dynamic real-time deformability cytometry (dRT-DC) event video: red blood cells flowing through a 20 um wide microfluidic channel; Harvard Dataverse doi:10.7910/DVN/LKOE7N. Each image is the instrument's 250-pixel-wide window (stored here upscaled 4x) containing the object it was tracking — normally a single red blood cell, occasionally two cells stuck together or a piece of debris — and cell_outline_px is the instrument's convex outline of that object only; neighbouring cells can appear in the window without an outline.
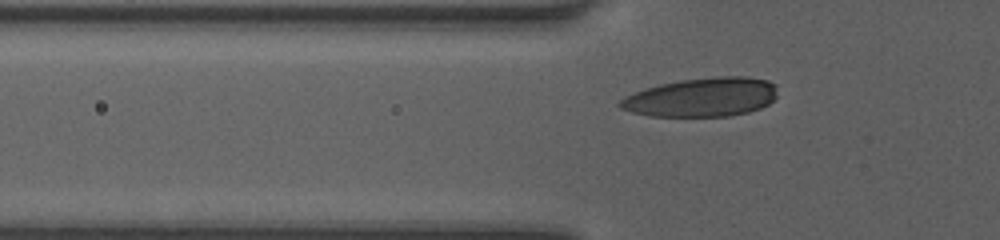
{"species": "human", "species_latin": "Homo sapiens", "temperature_condition": "room temperature", "stored_images_in_passage": 36, "camera_frame_rate_fps": 3000, "um_per_image_px": 0.085, "donor": {"sex": "female"}, "frame": {"image": 1, "passage_image": 10, "time_ms": 3.0, "image_size_px": [1000, 240], "cell_outline_px": [[776, 96], [768, 104], [760, 108], [748, 112], [728, 116], [648, 116], [632, 112], [620, 108], [616, 104], [620, 100], [644, 88], [660, 84], [680, 80], [712, 76], [748, 76], [768, 80], [776, 84]], "centroid_in_image_um": [59.67, 8.25], "position_along_channel_um": 66.1, "area_um2": 35.89}}
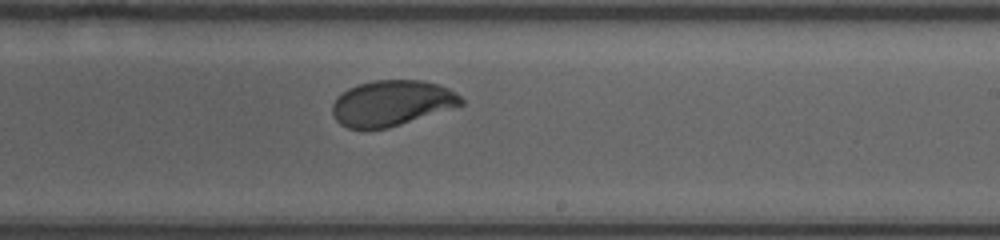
{"frame": {"image": 2, "passage_image": 24, "time_ms": 7.667, "image_size_px": [1000, 240], "cell_outline_px": [[464, 104], [388, 128], [348, 128], [340, 124], [336, 120], [332, 112], [332, 104], [336, 96], [348, 88], [360, 84], [376, 80], [424, 80], [440, 84], [456, 92], [464, 100]], "centroid_in_image_um": [33.29, 8.75], "position_along_channel_um": 255.7, "area_um2": 34.1}}
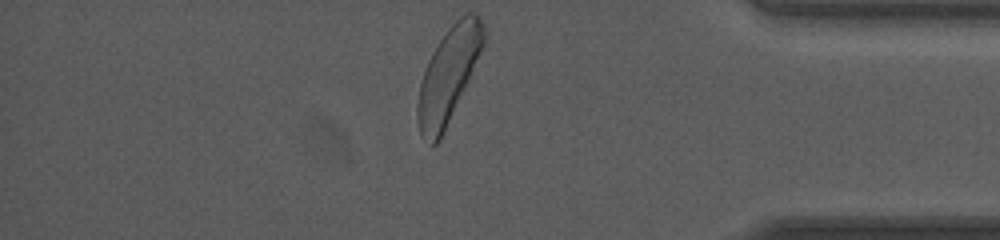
{"frame": {"image": 3, "passage_image": 36, "time_ms": 11.667, "image_size_px": [1000, 240], "cell_outline_px": [[484, 44], [440, 140], [436, 144], [432, 144], [420, 136], [416, 116], [416, 104], [420, 84], [428, 60], [432, 52], [448, 28], [460, 16], [468, 12], [472, 12], [480, 16], [484, 24]], "centroid_in_image_um": [38.08, 6.37], "position_along_channel_um": 397.1, "area_um2": 35.72}, "authors_computed_cell_mechanics": {"area_um2": 34.5933, "velocity_mm_per_s": 4.1171, "shape_relaxation_time_tau1_ms": 1.9588, "shape_relaxation_time_tau2_ms": null, "deformation_change_tau1": 0.1245, "deformation_change_tau2": null}}